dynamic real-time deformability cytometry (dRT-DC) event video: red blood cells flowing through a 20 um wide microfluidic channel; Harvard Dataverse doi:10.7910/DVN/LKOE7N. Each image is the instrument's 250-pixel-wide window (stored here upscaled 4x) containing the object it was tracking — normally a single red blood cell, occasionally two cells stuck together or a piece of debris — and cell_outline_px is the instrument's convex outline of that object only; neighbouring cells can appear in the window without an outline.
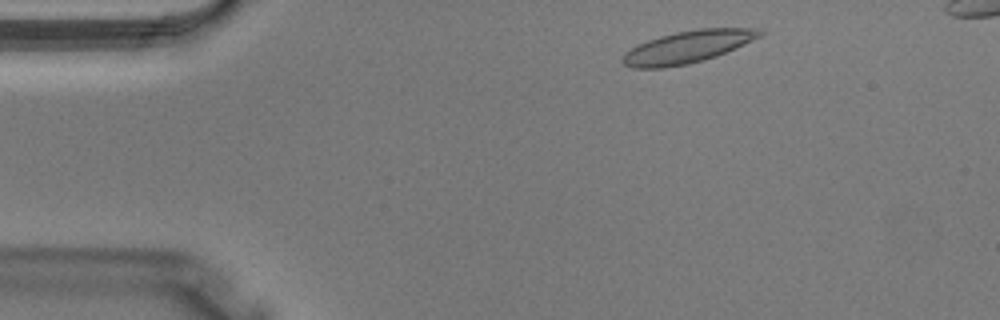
{"species": "Egyptian fruit bat (a non-hibernating species)", "species_latin": "Rousettus aegyptiacus", "temperature_condition": "warm", "stored_images_in_passage": 35, "camera_frame_rate_fps": 3000, "um_per_image_px": 0.085, "animal": {"sex": "male"}, "frame": {"image": 1, "passage_image": 3, "time_ms": 0.667, "image_size_px": [1000, 320], "cell_outline_px": [[764, 32], [760, 36], [736, 48], [716, 56], [704, 60], [688, 64], [664, 68], [632, 68], [624, 64], [620, 60], [624, 52], [648, 40], [660, 36], [676, 32], [700, 28], [760, 28]], "centroid_in_image_um": [58.43, 3.99], "position_along_channel_um": 26.6, "area_um2": 25.72}}
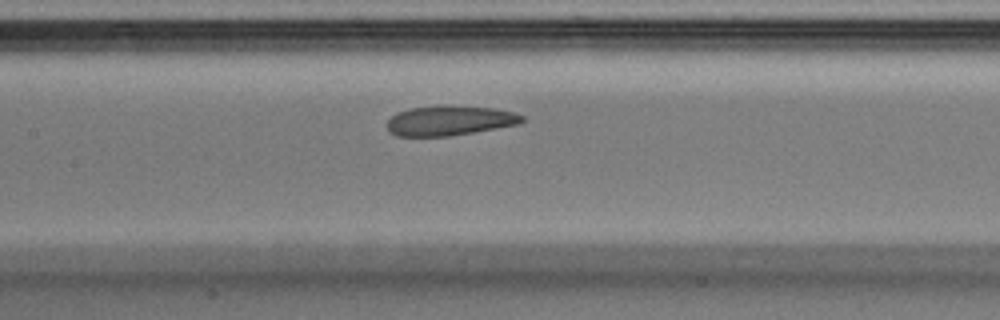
{"frame": {"image": 2, "passage_image": 15, "time_ms": 4.667, "image_size_px": [1000, 320], "cell_outline_px": [[524, 120], [520, 124], [452, 136], [396, 136], [388, 132], [388, 120], [396, 112], [412, 108], [448, 104], [492, 108], [512, 112], [524, 116]], "centroid_in_image_um": [38.22, 10.25], "position_along_channel_um": 169.2, "area_um2": 23.7}}
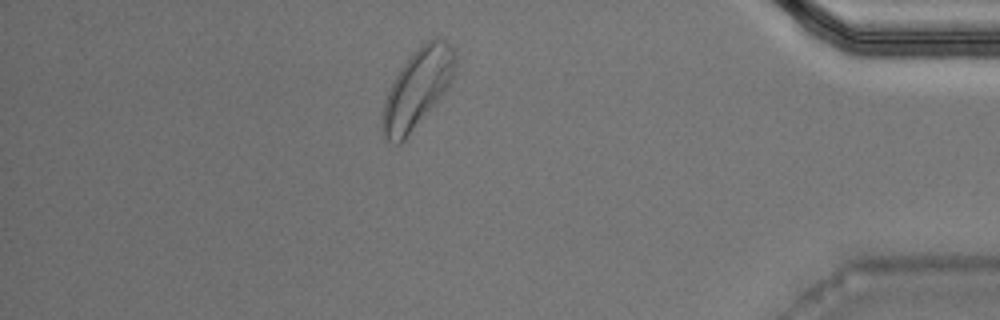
{"frame": {"image": 3, "passage_image": 31, "time_ms": 10.0, "image_size_px": [1000, 320], "cell_outline_px": [[456, 60], [452, 80], [404, 140], [400, 144], [396, 144], [384, 140], [380, 128], [380, 124], [384, 100], [400, 68], [428, 40], [436, 36], [444, 40], [456, 52]], "centroid_in_image_um": [35.43, 7.55], "position_along_channel_um": 399.8, "area_um2": 32.37}}